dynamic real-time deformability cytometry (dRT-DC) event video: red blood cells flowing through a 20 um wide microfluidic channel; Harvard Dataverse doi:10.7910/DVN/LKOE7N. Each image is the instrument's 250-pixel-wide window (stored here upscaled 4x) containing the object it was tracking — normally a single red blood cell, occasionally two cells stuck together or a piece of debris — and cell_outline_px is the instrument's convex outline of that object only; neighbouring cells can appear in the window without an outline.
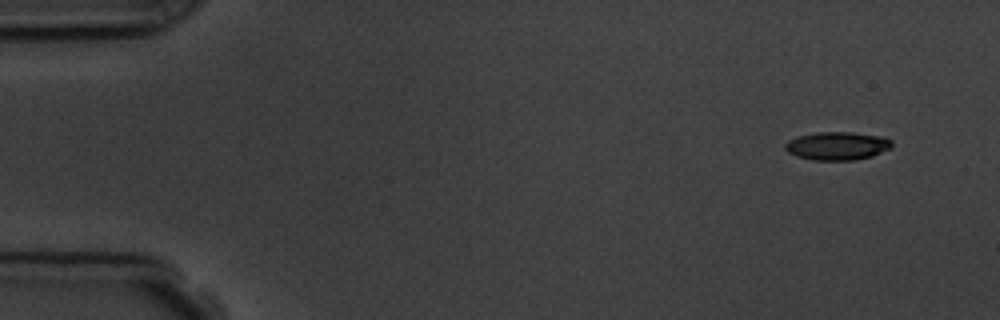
{"species": "common noctule bat (a hibernating species)", "species_latin": "Nyctalus noctula", "temperature_condition": "room temperature", "stored_images_in_passage": 6, "segment_of_instrument_passage": [2, 2], "camera_frame_rate_fps": 3000, "um_per_image_px": 0.085, "animal": {"sex": "male", "body_mass_g": 19.5, "forearm_length_mm": 54.6}, "frame": {"image": 1, "passage_image": 6, "time_ms": 6.667, "image_size_px": [1000, 320], "cell_outline_px": [[892, 148], [872, 156], [856, 160], [812, 160], [796, 156], [788, 152], [784, 148], [784, 144], [788, 140], [796, 136], [816, 132], [852, 132], [880, 136], [892, 140]], "centroid_in_image_um": [71.15, 12.4], "position_along_channel_um": 13.9, "area_um2": 17.74}}